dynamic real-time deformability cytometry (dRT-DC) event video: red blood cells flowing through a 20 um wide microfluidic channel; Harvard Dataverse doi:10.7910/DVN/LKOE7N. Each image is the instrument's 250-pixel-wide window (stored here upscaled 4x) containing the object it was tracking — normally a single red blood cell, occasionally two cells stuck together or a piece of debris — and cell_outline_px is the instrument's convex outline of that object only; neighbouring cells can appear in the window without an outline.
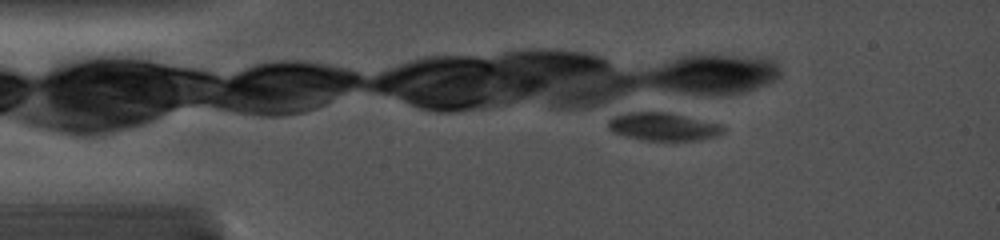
{"species": "common noctule bat (a hibernating species)", "species_latin": "Nyctalus noctula", "temperature_condition": "cold", "stored_images_in_passage": 6, "camera_frame_rate_fps": 5000, "um_per_image_px": 0.085, "animal": {"sex": "female", "body_mass_g": 19.0, "forearm_length_mm": 56.7}, "frame": {"image": 1, "passage_image": 5, "time_ms": 2.4, "image_size_px": [1000, 240], "cell_outline_px": [[724, 132], [716, 136], [700, 140], [644, 140], [628, 136], [616, 132], [608, 128], [608, 120], [616, 116], [632, 112], [664, 112], [720, 124], [724, 128]], "centroid_in_image_um": [56.39, 10.77], "position_along_channel_um": 28.6, "area_um2": 18.15}}